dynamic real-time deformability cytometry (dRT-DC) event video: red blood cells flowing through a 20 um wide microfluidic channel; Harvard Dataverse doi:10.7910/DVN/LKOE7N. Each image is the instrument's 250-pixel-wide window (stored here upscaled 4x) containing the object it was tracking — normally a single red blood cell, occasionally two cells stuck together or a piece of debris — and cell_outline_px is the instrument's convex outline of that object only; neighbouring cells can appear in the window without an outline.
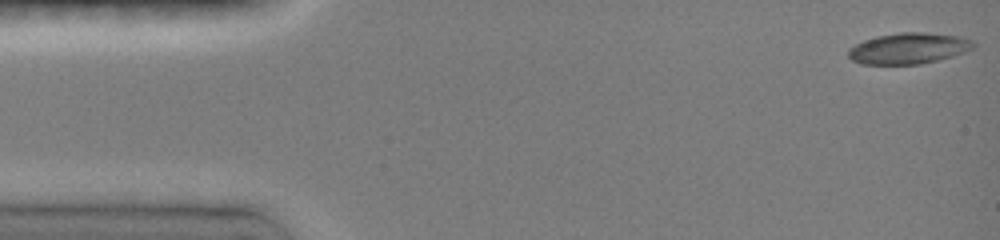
{"species": "common noctule bat (a hibernating species)", "species_latin": "Nyctalus noctula", "temperature_condition": "room temperature", "stored_images_in_passage": 31, "camera_frame_rate_fps": 3000, "um_per_image_px": 0.085, "animal": {"sex": "female", "body_mass_g": 19.0, "forearm_length_mm": 51.5}, "frame": {"image": 1, "passage_image": 1, "time_ms": 0.0, "image_size_px": [1000, 240], "cell_outline_px": [[976, 44], [972, 48], [964, 52], [952, 56], [920, 64], [860, 64], [852, 60], [848, 56], [848, 48], [864, 40], [876, 36], [900, 32], [924, 32], [964, 36], [972, 40]], "centroid_in_image_um": [77.23, 4.1], "position_along_channel_um": 7.8, "area_um2": 22.72}}
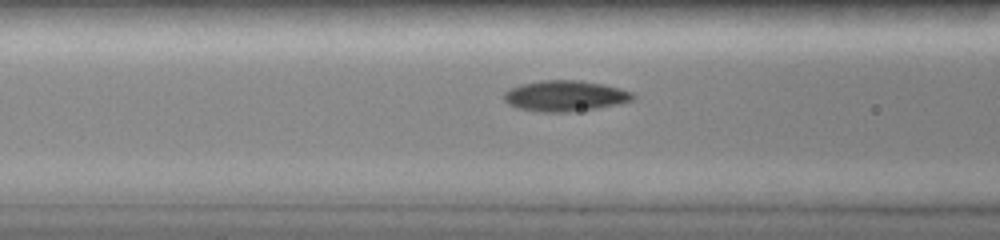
{"frame": {"image": 2, "passage_image": 18, "time_ms": 5.667, "image_size_px": [1000, 240], "cell_outline_px": [[636, 96], [632, 100], [620, 104], [572, 112], [536, 112], [516, 108], [508, 104], [504, 100], [504, 92], [508, 88], [520, 84], [540, 80], [580, 80], [604, 84], [620, 88], [632, 92]], "centroid_in_image_um": [48.01, 8.15], "position_along_channel_um": 118.6, "area_um2": 23.52}}
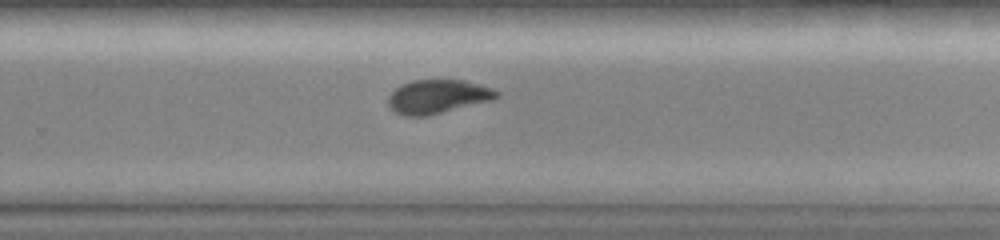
{"frame": {"image": 3, "passage_image": 31, "time_ms": 10.0, "image_size_px": [1000, 240], "cell_outline_px": [[500, 96], [492, 100], [424, 116], [404, 116], [396, 112], [388, 104], [388, 96], [400, 84], [412, 80], [464, 80], [492, 88], [500, 92]], "centroid_in_image_um": [37.2, 8.19], "position_along_channel_um": 292.6, "area_um2": 21.15}}